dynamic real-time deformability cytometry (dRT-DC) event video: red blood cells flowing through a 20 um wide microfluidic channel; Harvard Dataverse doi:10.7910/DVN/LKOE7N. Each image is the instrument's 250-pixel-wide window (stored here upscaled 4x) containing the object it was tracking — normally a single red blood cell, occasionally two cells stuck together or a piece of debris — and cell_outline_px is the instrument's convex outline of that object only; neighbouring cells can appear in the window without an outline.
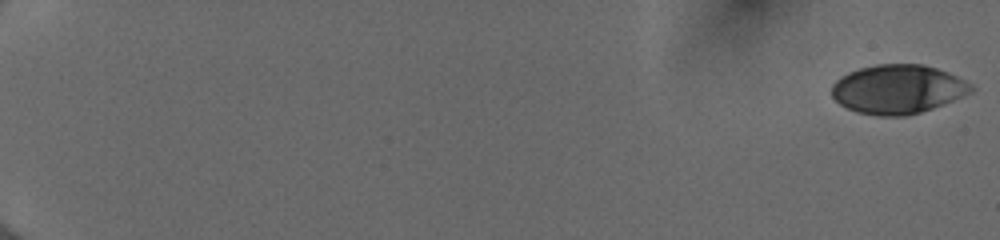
{"species": "human", "species_latin": "Homo sapiens", "temperature_condition": "cold", "stored_images_in_passage": 54, "camera_frame_rate_fps": 3000, "um_per_image_px": 0.085, "donor": {"sex": "female"}, "frame": {"image": 1, "passage_image": 1, "time_ms": 0.0, "image_size_px": [1000, 240], "cell_outline_px": [[976, 88], [972, 92], [932, 108], [920, 112], [904, 116], [880, 116], [856, 112], [840, 104], [832, 96], [832, 84], [840, 76], [848, 72], [860, 68], [876, 64], [924, 64], [948, 72], [972, 84]], "centroid_in_image_um": [76.3, 7.57], "position_along_channel_um": 8.7, "area_um2": 39.77}}
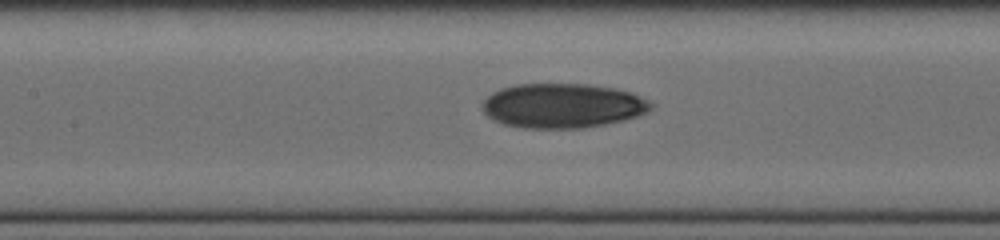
{"frame": {"image": 2, "passage_image": 29, "time_ms": 9.333, "image_size_px": [1000, 240], "cell_outline_px": [[652, 108], [648, 112], [640, 116], [624, 120], [584, 128], [524, 128], [504, 124], [488, 116], [484, 112], [480, 104], [492, 92], [500, 88], [516, 84], [588, 84], [612, 88], [632, 92], [648, 100], [652, 104]], "centroid_in_image_um": [47.83, 8.98], "position_along_channel_um": 159.6, "area_um2": 43.93}}
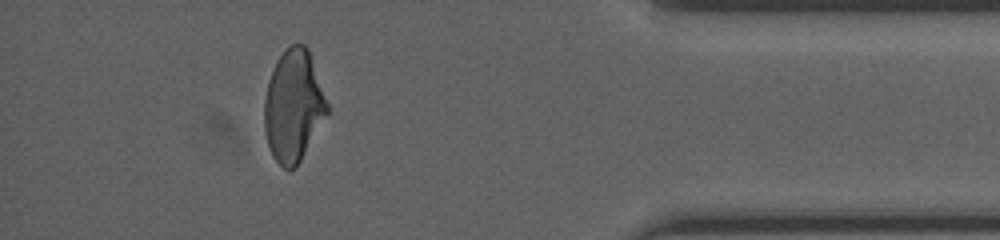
{"frame": {"image": 3, "passage_image": 50, "time_ms": 16.333, "image_size_px": [1000, 240], "cell_outline_px": [[328, 112], [296, 168], [284, 168], [272, 156], [264, 132], [264, 100], [268, 80], [276, 60], [292, 44], [304, 44], [308, 48], [328, 104]], "centroid_in_image_um": [24.92, 9.0], "position_along_channel_um": 410.3, "area_um2": 40.52}, "authors_computed_cell_mechanics": {"area_um2": 41.1247, "velocity_mm_per_s": 4.0244, "shape_relaxation_time_tau1_ms": 8.1016, "shape_relaxation_time_tau2_ms": 3.0354, "deformation_change_tau1": 0.184, "deformation_change_tau2": 0.0918}}